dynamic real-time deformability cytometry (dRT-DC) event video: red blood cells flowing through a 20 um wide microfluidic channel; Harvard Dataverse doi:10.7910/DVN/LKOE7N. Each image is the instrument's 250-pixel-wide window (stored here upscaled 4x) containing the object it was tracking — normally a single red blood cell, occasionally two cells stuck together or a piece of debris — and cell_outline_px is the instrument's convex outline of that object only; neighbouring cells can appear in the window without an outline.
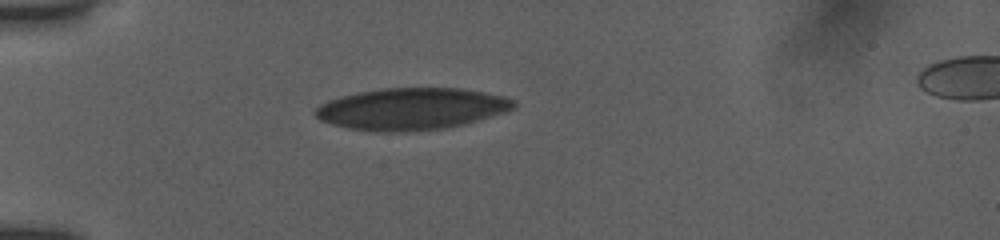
{"species": "human", "species_latin": "Homo sapiens", "temperature_condition": "room temperature", "stored_images_in_passage": 6, "camera_frame_rate_fps": 3000, "um_per_image_px": 0.085, "donor": {"sex": "female"}, "frame": {"image": 1, "passage_image": 1, "time_ms": 0.0, "image_size_px": [1000, 240], "cell_outline_px": [[516, 104], [512, 108], [504, 112], [476, 120], [444, 128], [400, 132], [392, 132], [348, 128], [332, 124], [320, 120], [312, 112], [320, 104], [328, 100], [356, 92], [380, 88], [460, 88], [484, 92], [504, 96], [512, 100]], "centroid_in_image_um": [34.92, 9.24], "position_along_channel_um": 50.1, "area_um2": 47.86}}
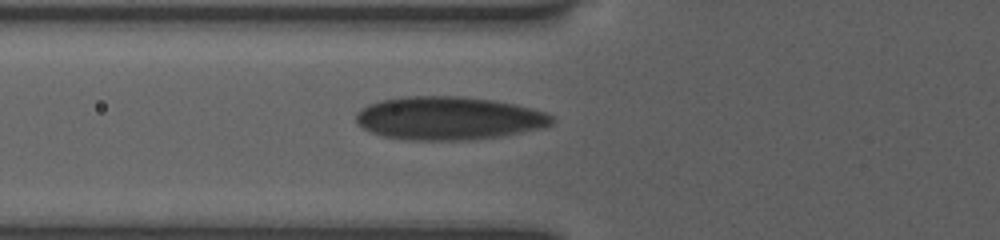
{"frame": {"image": 2, "passage_image": 4, "time_ms": 1.667, "image_size_px": [1000, 240], "cell_outline_px": [[556, 120], [552, 124], [544, 128], [508, 136], [472, 140], [408, 140], [384, 136], [372, 132], [364, 128], [356, 120], [356, 116], [368, 104], [380, 100], [408, 96], [456, 96], [492, 100], [516, 104], [532, 108], [544, 112], [552, 116]], "centroid_in_image_um": [38.23, 10.06], "position_along_channel_um": 87.6, "area_um2": 49.53}}
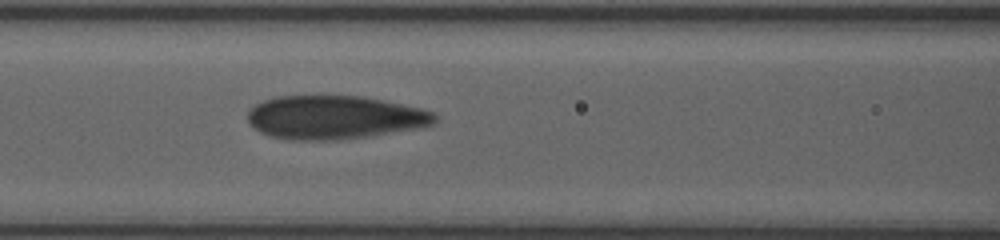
{"frame": {"image": 3, "passage_image": 6, "time_ms": 3.0, "image_size_px": [1000, 240], "cell_outline_px": [[436, 120], [432, 124], [416, 128], [340, 140], [288, 140], [272, 136], [260, 132], [248, 120], [248, 112], [256, 104], [264, 100], [276, 96], [364, 96], [420, 108], [432, 112], [436, 116]], "centroid_in_image_um": [28.4, 9.97], "position_along_channel_um": 138.2, "area_um2": 46.99}}